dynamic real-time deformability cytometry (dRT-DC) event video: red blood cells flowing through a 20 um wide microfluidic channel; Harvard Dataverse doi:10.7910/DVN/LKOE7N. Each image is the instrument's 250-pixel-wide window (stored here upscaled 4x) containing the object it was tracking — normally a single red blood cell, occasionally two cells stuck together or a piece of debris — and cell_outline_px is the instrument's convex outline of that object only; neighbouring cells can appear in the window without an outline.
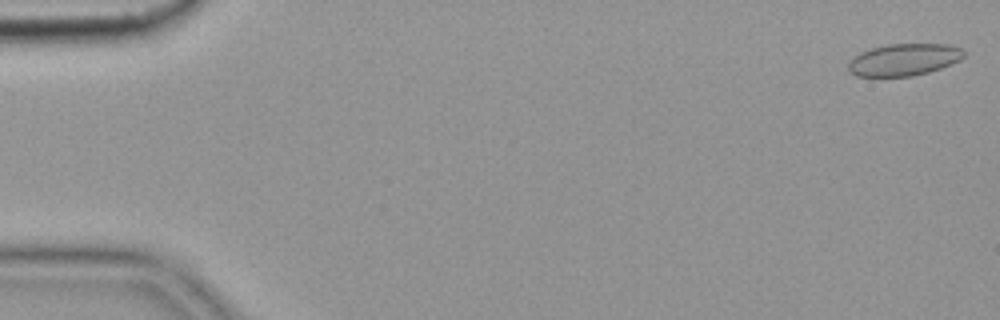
{"species": "common noctule bat (a hibernating species)", "species_latin": "Nyctalus noctula", "temperature_condition": "cold", "stored_images_in_passage": 55, "camera_frame_rate_fps": 3000, "um_per_image_px": 0.085, "animal": {"sex": "female", "body_mass_g": 19.9}, "frame": {"image": 1, "passage_image": 1, "time_ms": 0.0, "image_size_px": [1000, 320], "cell_outline_px": [[964, 56], [960, 60], [940, 68], [928, 72], [912, 76], [856, 76], [848, 72], [848, 60], [852, 56], [860, 52], [872, 48], [888, 44], [948, 44], [964, 48]], "centroid_in_image_um": [76.81, 5.07], "position_along_channel_um": 8.2, "area_um2": 21.73}}
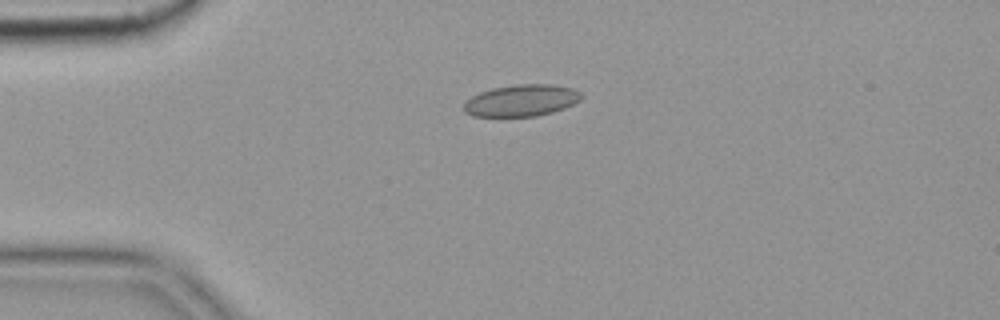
{"frame": {"image": 2, "passage_image": 13, "time_ms": 4.0, "image_size_px": [1000, 320], "cell_outline_px": [[580, 100], [564, 108], [552, 112], [536, 116], [472, 116], [464, 112], [464, 104], [472, 96], [480, 92], [492, 88], [516, 84], [552, 84], [572, 88], [580, 92]], "centroid_in_image_um": [44.3, 8.53], "position_along_channel_um": 40.7, "area_um2": 21.56}}
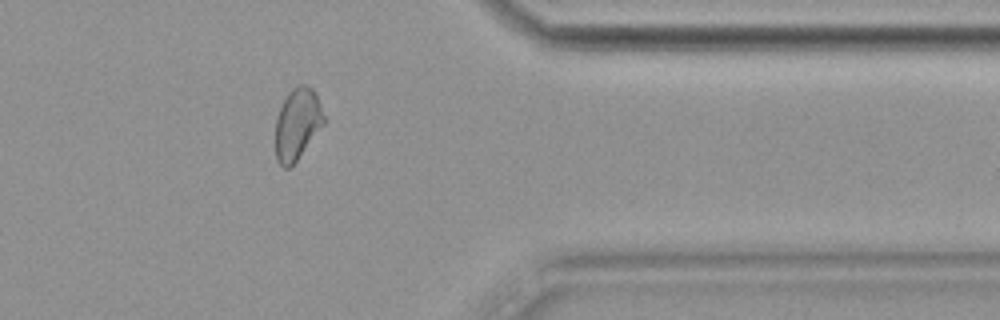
{"frame": {"image": 3, "passage_image": 45, "time_ms": 14.667, "image_size_px": [1000, 320], "cell_outline_px": [[324, 124], [292, 168], [284, 168], [276, 160], [276, 116], [288, 92], [296, 84], [308, 84], [316, 92], [324, 116]], "centroid_in_image_um": [25.27, 10.54], "position_along_channel_um": 386.1, "area_um2": 20.46}, "authors_computed_cell_mechanics": {"area_um2": 21.0392, "velocity_mm_per_s": 3.6238, "shape_relaxation_time_tau1_ms": null, "shape_relaxation_time_tau2_ms": 1.6381, "deformation_change_tau1": null, "deformation_change_tau2": 0.0828}}